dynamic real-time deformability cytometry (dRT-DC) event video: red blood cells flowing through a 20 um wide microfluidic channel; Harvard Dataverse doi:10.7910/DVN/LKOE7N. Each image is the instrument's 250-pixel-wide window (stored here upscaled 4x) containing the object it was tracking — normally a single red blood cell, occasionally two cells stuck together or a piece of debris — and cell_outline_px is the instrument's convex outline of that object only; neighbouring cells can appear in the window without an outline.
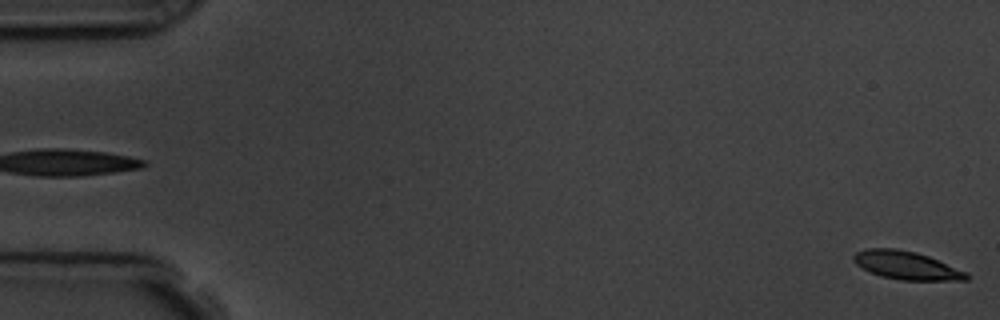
{"species": "common noctule bat (a hibernating species)", "species_latin": "Nyctalus noctula", "temperature_condition": "room temperature", "stored_images_in_passage": 5, "segment_of_instrument_passage": [2, 2], "camera_frame_rate_fps": 3000, "um_per_image_px": 0.085, "animal": {"sex": "male", "body_mass_g": 19.5, "forearm_length_mm": 54.6}, "frame": {"image": 1, "passage_image": 5, "time_ms": 5.667, "image_size_px": [1000, 320], "cell_outline_px": [[972, 276], [968, 280], [900, 280], [880, 276], [856, 264], [852, 260], [852, 256], [856, 252], [864, 248], [896, 248], [916, 252], [928, 256], [968, 272]], "centroid_in_image_um": [77.07, 22.55], "position_along_channel_um": 7.9, "area_um2": 18.67}}